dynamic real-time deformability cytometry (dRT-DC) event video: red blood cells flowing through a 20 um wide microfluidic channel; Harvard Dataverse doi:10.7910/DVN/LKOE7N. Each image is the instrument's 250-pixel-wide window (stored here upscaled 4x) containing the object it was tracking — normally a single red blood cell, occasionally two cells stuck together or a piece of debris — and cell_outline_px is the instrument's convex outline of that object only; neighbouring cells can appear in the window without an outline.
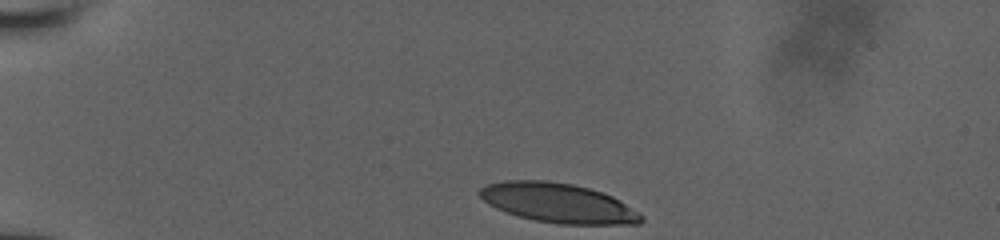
{"species": "human", "species_latin": "Homo sapiens", "temperature_condition": "room temperature", "stored_images_in_passage": 35, "camera_frame_rate_fps": 3000, "um_per_image_px": 0.085, "donor": {"sex": "male"}, "frame": {"image": 1, "passage_image": 1, "time_ms": 0.0, "image_size_px": [1000, 240], "cell_outline_px": [[644, 220], [640, 224], [560, 224], [536, 220], [520, 216], [496, 208], [488, 204], [476, 192], [480, 188], [488, 184], [504, 180], [548, 180], [572, 184], [588, 188], [612, 196], [620, 200], [640, 212], [644, 216]], "centroid_in_image_um": [47.47, 17.25], "position_along_channel_um": 37.5, "area_um2": 37.17}}
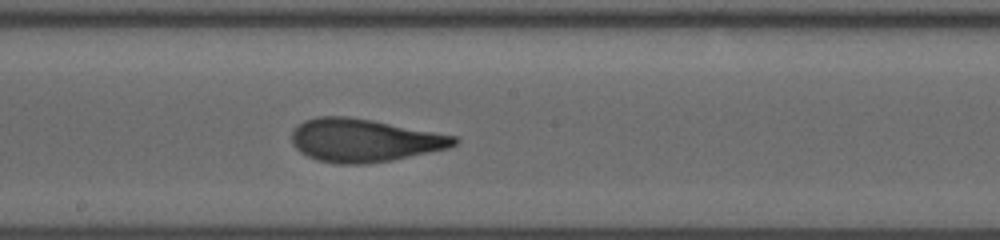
{"frame": {"image": 2, "passage_image": 20, "time_ms": 6.333, "image_size_px": [1000, 240], "cell_outline_px": [[460, 140], [456, 144], [448, 148], [392, 160], [364, 164], [336, 164], [316, 160], [300, 152], [292, 144], [292, 132], [304, 120], [316, 116], [344, 116], [372, 120], [456, 136]], "centroid_in_image_um": [30.93, 11.93], "position_along_channel_um": 217.3, "area_um2": 40.63}}
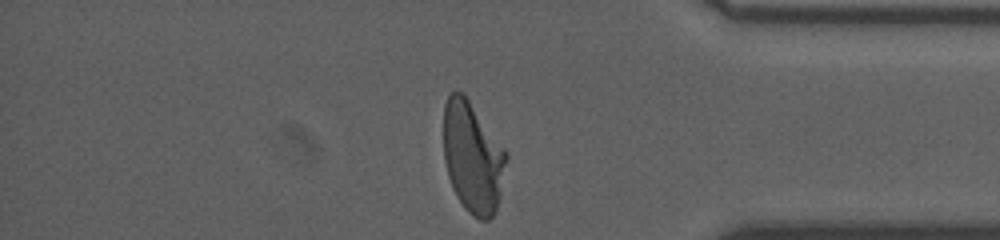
{"frame": {"image": 3, "passage_image": 35, "time_ms": 11.333, "image_size_px": [1000, 240], "cell_outline_px": [[508, 156], [500, 196], [496, 208], [492, 216], [488, 220], [480, 220], [472, 216], [464, 208], [456, 196], [452, 188], [448, 176], [444, 160], [444, 104], [448, 96], [452, 92], [464, 92], [508, 152]], "centroid_in_image_um": [40.18, 13.36], "position_along_channel_um": 395.0, "area_um2": 40.98}, "authors_computed_cell_mechanics": {"area_um2": 40.2288, "velocity_mm_per_s": 3.8758, "shape_relaxation_time_tau1_ms": 7.1934, "shape_relaxation_time_tau2_ms": 1.1382, "deformation_change_tau1": 0.292, "deformation_change_tau2": 0.092}}